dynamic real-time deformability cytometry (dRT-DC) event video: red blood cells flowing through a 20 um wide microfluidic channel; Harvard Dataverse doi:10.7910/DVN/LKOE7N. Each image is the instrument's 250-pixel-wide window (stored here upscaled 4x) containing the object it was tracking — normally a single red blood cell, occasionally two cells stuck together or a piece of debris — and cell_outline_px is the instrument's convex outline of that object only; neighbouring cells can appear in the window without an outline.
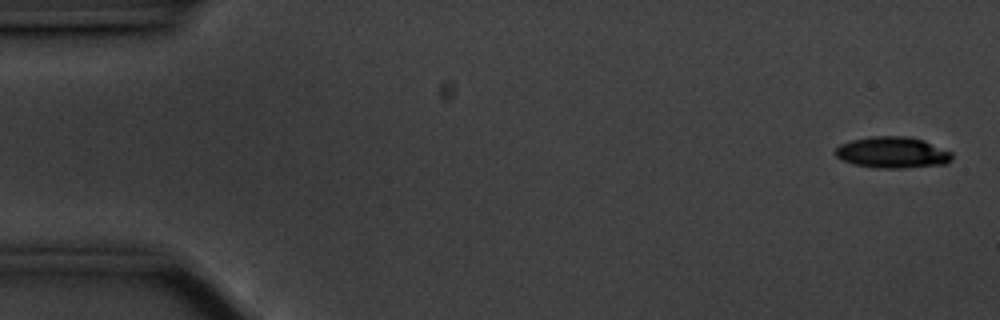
{"species": "common noctule bat (a hibernating species)", "species_latin": "Nyctalus noctula", "temperature_condition": "cold", "stored_images_in_passage": 57, "camera_frame_rate_fps": 3000, "um_per_image_px": 0.085, "animal": {"sex": "male", "body_mass_g": 20.1, "forearm_length_mm": 53.5}, "frame": {"image": 1, "passage_image": 2, "time_ms": 0.333, "image_size_px": [1000, 320], "cell_outline_px": [[952, 160], [944, 164], [904, 168], [876, 168], [856, 164], [844, 160], [836, 156], [832, 152], [840, 144], [852, 140], [872, 136], [908, 136], [924, 140], [952, 152]], "centroid_in_image_um": [75.86, 12.95], "position_along_channel_um": 9.1, "area_um2": 21.27}}
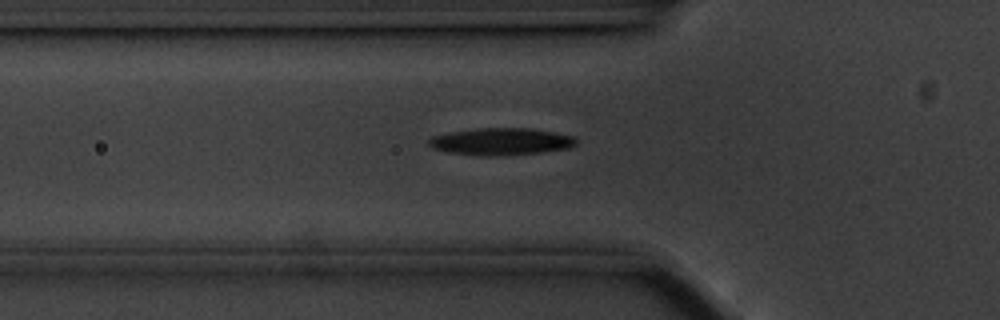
{"frame": {"image": 2, "passage_image": 19, "time_ms": 6.0, "image_size_px": [1000, 320], "cell_outline_px": [[576, 144], [568, 148], [544, 152], [492, 156], [480, 156], [448, 152], [432, 148], [428, 144], [428, 140], [432, 136], [448, 132], [476, 128], [532, 128], [576, 136]], "centroid_in_image_um": [42.58, 12.03], "position_along_channel_um": 83.2, "area_um2": 23.47}}
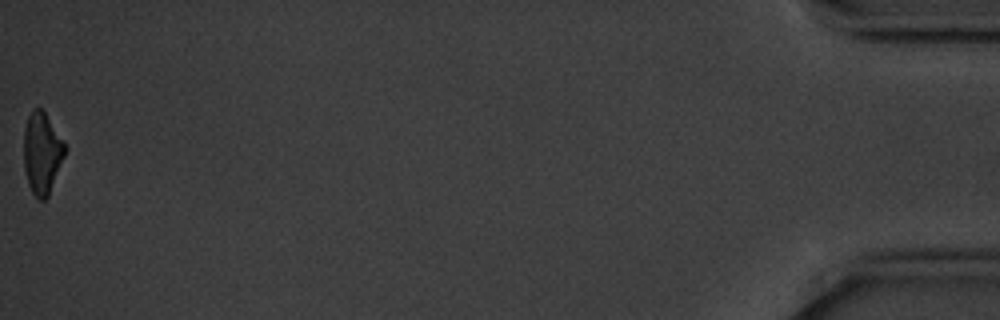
{"frame": {"image": 3, "passage_image": 57, "time_ms": 18.667, "image_size_px": [1000, 320], "cell_outline_px": [[68, 148], [48, 196], [44, 200], [40, 200], [32, 192], [28, 184], [24, 168], [24, 128], [28, 116], [32, 108], [40, 108], [44, 112]], "centroid_in_image_um": [3.57, 13.01], "position_along_channel_um": 431.6, "area_um2": 19.48}, "authors_computed_cell_mechanics": {"area_um2": 21.3282, "velocity_mm_per_s": 3.5234, "shape_relaxation_time_tau1_ms": 2.1774, "shape_relaxation_time_tau2_ms": null, "deformation_change_tau1": 0.13, "deformation_change_tau2": null}}